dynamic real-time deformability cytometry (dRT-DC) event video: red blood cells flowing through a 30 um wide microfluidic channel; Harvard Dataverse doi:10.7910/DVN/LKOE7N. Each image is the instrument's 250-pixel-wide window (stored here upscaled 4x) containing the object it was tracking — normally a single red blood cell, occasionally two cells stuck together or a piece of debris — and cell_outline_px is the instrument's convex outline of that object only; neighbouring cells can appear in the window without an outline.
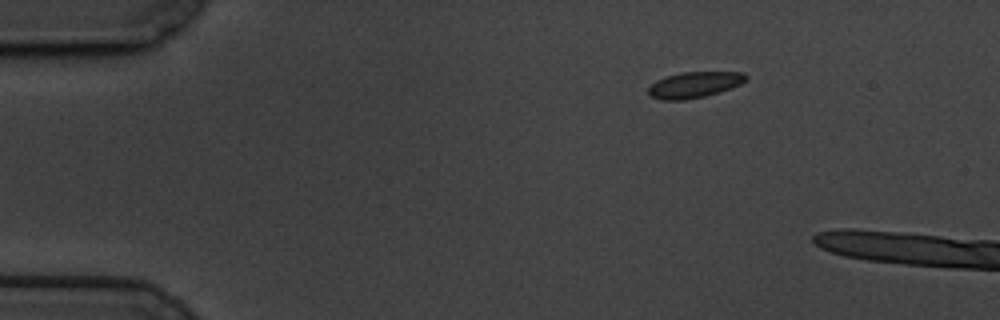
{"species": "common noctule bat (a hibernating species)", "species_latin": "Nyctalus noctula", "temperature_condition": "cold", "stored_images_in_passage": 6, "camera_frame_rate_fps": 3000, "um_per_image_px": 0.085, "animal": {"sex": "male", "body_mass_g": 19.5, "forearm_length_mm": 54.6}, "frame": {"image": 1, "passage_image": 1, "time_ms": 0.0, "image_size_px": [1000, 320], "cell_outline_px": [[748, 76], [740, 84], [720, 92], [704, 96], [684, 100], [660, 100], [652, 96], [648, 92], [648, 88], [656, 80], [680, 72], [744, 72]], "centroid_in_image_um": [59.01, 7.2], "position_along_channel_um": 26.0, "area_um2": 14.62}}